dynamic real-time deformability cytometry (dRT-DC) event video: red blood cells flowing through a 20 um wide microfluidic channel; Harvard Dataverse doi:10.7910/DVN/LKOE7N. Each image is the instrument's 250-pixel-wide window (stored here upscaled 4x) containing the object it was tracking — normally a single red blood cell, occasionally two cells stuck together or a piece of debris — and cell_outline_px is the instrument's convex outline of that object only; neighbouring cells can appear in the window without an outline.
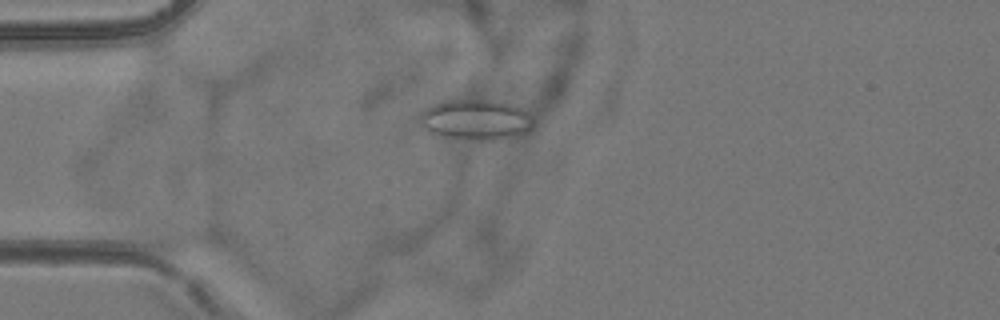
{"species": "common noctule bat (a hibernating species)", "species_latin": "Nyctalus noctula", "temperature_condition": "room temperature", "stored_images_in_passage": 5, "camera_frame_rate_fps": 3000, "um_per_image_px": 0.085, "animal": {"sex": "female", "body_mass_g": 24.6, "forearm_length_mm": 56.2}, "frame": {"image": 1, "passage_image": 5, "time_ms": 4.667, "image_size_px": [1000, 320], "cell_outline_px": [[532, 128], [524, 132], [484, 140], [480, 140], [444, 136], [432, 132], [424, 128], [424, 112], [428, 108], [444, 100], [492, 100], [508, 104], [520, 108], [532, 120]], "centroid_in_image_um": [40.45, 10.15], "position_along_channel_um": 44.6, "area_um2": 25.14}}